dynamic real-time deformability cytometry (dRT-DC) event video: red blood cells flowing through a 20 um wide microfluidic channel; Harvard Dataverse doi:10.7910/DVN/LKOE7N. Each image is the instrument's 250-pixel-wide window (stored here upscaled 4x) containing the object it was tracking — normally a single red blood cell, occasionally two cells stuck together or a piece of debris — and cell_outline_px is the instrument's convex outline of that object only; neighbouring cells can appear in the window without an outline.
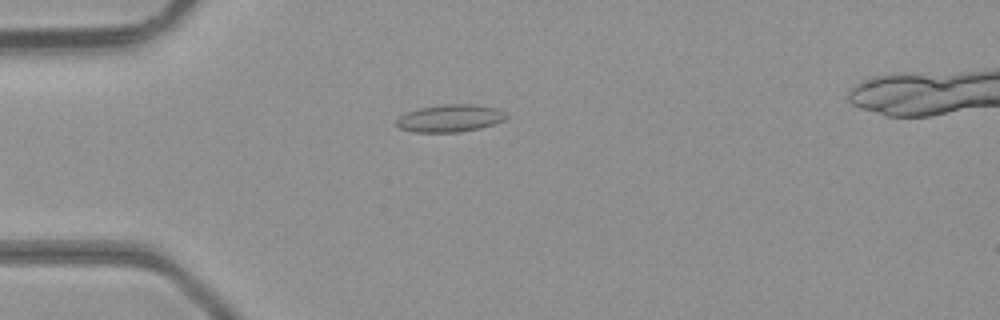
{"species": "common noctule bat (a hibernating species)", "species_latin": "Nyctalus noctula", "temperature_condition": "room temperature", "stored_images_in_passage": 47, "camera_frame_rate_fps": 3000, "um_per_image_px": 0.085, "animal": {"sex": "male", "body_mass_g": 23.1, "forearm_length_mm": 52.7}, "frame": {"image": 1, "passage_image": 13, "time_ms": 4.0, "image_size_px": [1000, 320], "cell_outline_px": [[508, 116], [504, 120], [480, 128], [460, 132], [412, 132], [400, 128], [396, 124], [396, 120], [400, 116], [408, 112], [420, 108], [444, 104], [476, 104], [496, 108], [504, 112]], "centroid_in_image_um": [38.26, 10.05], "position_along_channel_um": 46.7, "area_um2": 17.46}}
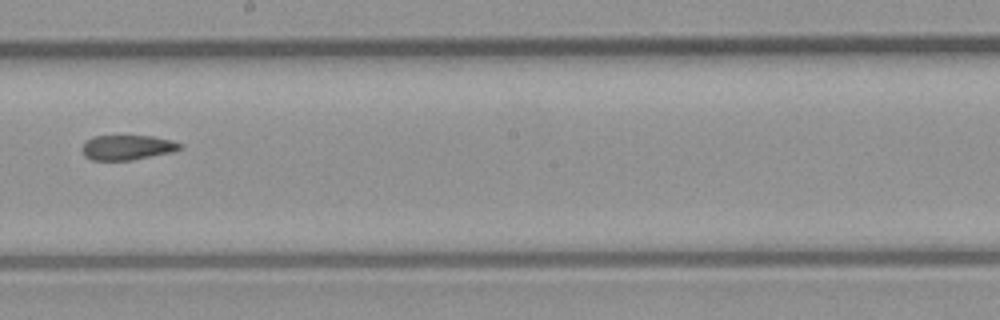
{"frame": {"image": 2, "passage_image": 27, "time_ms": 8.667, "image_size_px": [1000, 320], "cell_outline_px": [[180, 148], [172, 152], [128, 160], [92, 160], [84, 156], [80, 148], [84, 140], [92, 136], [152, 136], [172, 140], [180, 144]], "centroid_in_image_um": [10.72, 12.52], "position_along_channel_um": 237.5, "area_um2": 14.16}}
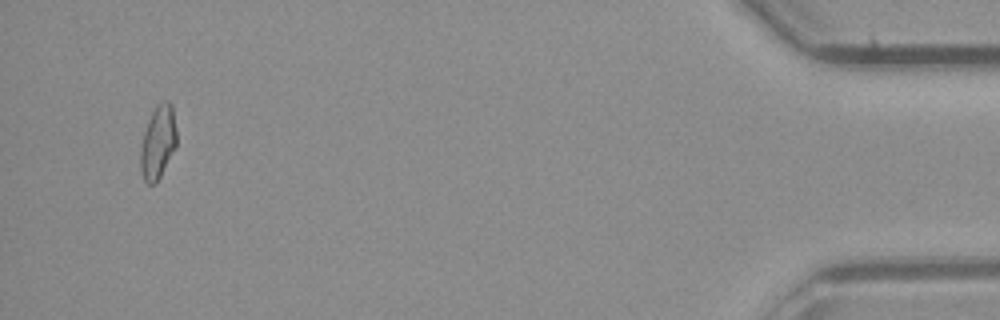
{"frame": {"image": 3, "passage_image": 45, "time_ms": 14.667, "image_size_px": [1000, 320], "cell_outline_px": [[176, 148], [156, 184], [148, 184], [144, 180], [140, 172], [140, 148], [144, 132], [152, 112], [156, 104], [164, 100], [168, 100], [172, 104], [176, 128]], "centroid_in_image_um": [13.43, 12.1], "position_along_channel_um": 421.8, "area_um2": 15.66}}